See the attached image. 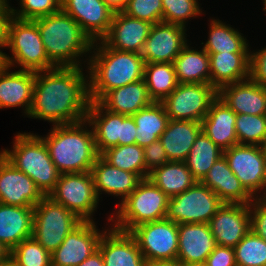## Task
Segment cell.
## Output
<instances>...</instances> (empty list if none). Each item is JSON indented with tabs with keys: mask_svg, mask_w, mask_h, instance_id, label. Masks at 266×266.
I'll use <instances>...</instances> for the list:
<instances>
[{
	"mask_svg": "<svg viewBox=\"0 0 266 266\" xmlns=\"http://www.w3.org/2000/svg\"><path fill=\"white\" fill-rule=\"evenodd\" d=\"M82 69L55 67L35 72L33 102L28 117L47 120L52 125L86 119L91 99L89 76L84 75Z\"/></svg>",
	"mask_w": 266,
	"mask_h": 266,
	"instance_id": "cell-1",
	"label": "cell"
},
{
	"mask_svg": "<svg viewBox=\"0 0 266 266\" xmlns=\"http://www.w3.org/2000/svg\"><path fill=\"white\" fill-rule=\"evenodd\" d=\"M92 49L90 53L94 54L87 58L91 101H99L108 91L144 78L145 60L139 53L110 48L102 40L93 42Z\"/></svg>",
	"mask_w": 266,
	"mask_h": 266,
	"instance_id": "cell-2",
	"label": "cell"
},
{
	"mask_svg": "<svg viewBox=\"0 0 266 266\" xmlns=\"http://www.w3.org/2000/svg\"><path fill=\"white\" fill-rule=\"evenodd\" d=\"M85 125H88L87 119L54 125L46 137H41L61 174L89 172L99 156L93 129Z\"/></svg>",
	"mask_w": 266,
	"mask_h": 266,
	"instance_id": "cell-3",
	"label": "cell"
},
{
	"mask_svg": "<svg viewBox=\"0 0 266 266\" xmlns=\"http://www.w3.org/2000/svg\"><path fill=\"white\" fill-rule=\"evenodd\" d=\"M34 21L48 59L55 67H82L80 56L91 52L93 42L73 17L60 10Z\"/></svg>",
	"mask_w": 266,
	"mask_h": 266,
	"instance_id": "cell-4",
	"label": "cell"
},
{
	"mask_svg": "<svg viewBox=\"0 0 266 266\" xmlns=\"http://www.w3.org/2000/svg\"><path fill=\"white\" fill-rule=\"evenodd\" d=\"M0 154L16 169L28 175L44 196L54 189L61 175L39 135L18 133L11 151L3 149Z\"/></svg>",
	"mask_w": 266,
	"mask_h": 266,
	"instance_id": "cell-5",
	"label": "cell"
},
{
	"mask_svg": "<svg viewBox=\"0 0 266 266\" xmlns=\"http://www.w3.org/2000/svg\"><path fill=\"white\" fill-rule=\"evenodd\" d=\"M168 201L169 197L146 178L123 202L117 204V211L107 220L114 221L113 228L130 232L140 224L166 218Z\"/></svg>",
	"mask_w": 266,
	"mask_h": 266,
	"instance_id": "cell-6",
	"label": "cell"
},
{
	"mask_svg": "<svg viewBox=\"0 0 266 266\" xmlns=\"http://www.w3.org/2000/svg\"><path fill=\"white\" fill-rule=\"evenodd\" d=\"M7 47L12 57L5 54L4 65L14 67L19 65L20 70L34 72L50 70L55 66L49 61L45 47L34 20H22L10 17L7 25Z\"/></svg>",
	"mask_w": 266,
	"mask_h": 266,
	"instance_id": "cell-7",
	"label": "cell"
},
{
	"mask_svg": "<svg viewBox=\"0 0 266 266\" xmlns=\"http://www.w3.org/2000/svg\"><path fill=\"white\" fill-rule=\"evenodd\" d=\"M81 222L62 204L44 196L34 206L32 237L52 254Z\"/></svg>",
	"mask_w": 266,
	"mask_h": 266,
	"instance_id": "cell-8",
	"label": "cell"
},
{
	"mask_svg": "<svg viewBox=\"0 0 266 266\" xmlns=\"http://www.w3.org/2000/svg\"><path fill=\"white\" fill-rule=\"evenodd\" d=\"M48 197L62 204L82 221H94L91 216L98 207L99 198L91 171L61 174Z\"/></svg>",
	"mask_w": 266,
	"mask_h": 266,
	"instance_id": "cell-9",
	"label": "cell"
},
{
	"mask_svg": "<svg viewBox=\"0 0 266 266\" xmlns=\"http://www.w3.org/2000/svg\"><path fill=\"white\" fill-rule=\"evenodd\" d=\"M217 97L218 90L211 84L178 83L171 94L160 103L169 120L202 122Z\"/></svg>",
	"mask_w": 266,
	"mask_h": 266,
	"instance_id": "cell-10",
	"label": "cell"
},
{
	"mask_svg": "<svg viewBox=\"0 0 266 266\" xmlns=\"http://www.w3.org/2000/svg\"><path fill=\"white\" fill-rule=\"evenodd\" d=\"M222 205L211 189L197 181L191 188L169 198L166 218L177 224H208Z\"/></svg>",
	"mask_w": 266,
	"mask_h": 266,
	"instance_id": "cell-11",
	"label": "cell"
},
{
	"mask_svg": "<svg viewBox=\"0 0 266 266\" xmlns=\"http://www.w3.org/2000/svg\"><path fill=\"white\" fill-rule=\"evenodd\" d=\"M146 263L177 260L178 224L167 219L140 224L129 232Z\"/></svg>",
	"mask_w": 266,
	"mask_h": 266,
	"instance_id": "cell-12",
	"label": "cell"
},
{
	"mask_svg": "<svg viewBox=\"0 0 266 266\" xmlns=\"http://www.w3.org/2000/svg\"><path fill=\"white\" fill-rule=\"evenodd\" d=\"M228 166L240 180L244 189L253 197L266 194V158L260 146L237 144L223 151ZM255 194V195H254Z\"/></svg>",
	"mask_w": 266,
	"mask_h": 266,
	"instance_id": "cell-13",
	"label": "cell"
},
{
	"mask_svg": "<svg viewBox=\"0 0 266 266\" xmlns=\"http://www.w3.org/2000/svg\"><path fill=\"white\" fill-rule=\"evenodd\" d=\"M100 232L94 221H82L51 254V266H79L98 250Z\"/></svg>",
	"mask_w": 266,
	"mask_h": 266,
	"instance_id": "cell-14",
	"label": "cell"
},
{
	"mask_svg": "<svg viewBox=\"0 0 266 266\" xmlns=\"http://www.w3.org/2000/svg\"><path fill=\"white\" fill-rule=\"evenodd\" d=\"M186 31L184 27L171 23L160 22L152 25L140 56L145 63H173L188 44Z\"/></svg>",
	"mask_w": 266,
	"mask_h": 266,
	"instance_id": "cell-15",
	"label": "cell"
},
{
	"mask_svg": "<svg viewBox=\"0 0 266 266\" xmlns=\"http://www.w3.org/2000/svg\"><path fill=\"white\" fill-rule=\"evenodd\" d=\"M61 10L77 21L92 42L107 35L114 15L103 0H61Z\"/></svg>",
	"mask_w": 266,
	"mask_h": 266,
	"instance_id": "cell-16",
	"label": "cell"
},
{
	"mask_svg": "<svg viewBox=\"0 0 266 266\" xmlns=\"http://www.w3.org/2000/svg\"><path fill=\"white\" fill-rule=\"evenodd\" d=\"M208 224L217 245L234 248L251 230L249 204L223 203Z\"/></svg>",
	"mask_w": 266,
	"mask_h": 266,
	"instance_id": "cell-17",
	"label": "cell"
},
{
	"mask_svg": "<svg viewBox=\"0 0 266 266\" xmlns=\"http://www.w3.org/2000/svg\"><path fill=\"white\" fill-rule=\"evenodd\" d=\"M43 197L34 181L0 154V203L34 207Z\"/></svg>",
	"mask_w": 266,
	"mask_h": 266,
	"instance_id": "cell-18",
	"label": "cell"
},
{
	"mask_svg": "<svg viewBox=\"0 0 266 266\" xmlns=\"http://www.w3.org/2000/svg\"><path fill=\"white\" fill-rule=\"evenodd\" d=\"M209 224H178V256L182 264L197 266L204 264L216 247Z\"/></svg>",
	"mask_w": 266,
	"mask_h": 266,
	"instance_id": "cell-19",
	"label": "cell"
},
{
	"mask_svg": "<svg viewBox=\"0 0 266 266\" xmlns=\"http://www.w3.org/2000/svg\"><path fill=\"white\" fill-rule=\"evenodd\" d=\"M153 24L114 12L109 32L102 41L110 48L140 53Z\"/></svg>",
	"mask_w": 266,
	"mask_h": 266,
	"instance_id": "cell-20",
	"label": "cell"
},
{
	"mask_svg": "<svg viewBox=\"0 0 266 266\" xmlns=\"http://www.w3.org/2000/svg\"><path fill=\"white\" fill-rule=\"evenodd\" d=\"M218 97L236 115H266V87L251 78L220 87Z\"/></svg>",
	"mask_w": 266,
	"mask_h": 266,
	"instance_id": "cell-21",
	"label": "cell"
},
{
	"mask_svg": "<svg viewBox=\"0 0 266 266\" xmlns=\"http://www.w3.org/2000/svg\"><path fill=\"white\" fill-rule=\"evenodd\" d=\"M98 249L105 266H146V261L135 238L111 227L103 233Z\"/></svg>",
	"mask_w": 266,
	"mask_h": 266,
	"instance_id": "cell-22",
	"label": "cell"
},
{
	"mask_svg": "<svg viewBox=\"0 0 266 266\" xmlns=\"http://www.w3.org/2000/svg\"><path fill=\"white\" fill-rule=\"evenodd\" d=\"M10 67L0 68V109L23 107L28 116L32 102L35 72L29 70L10 71Z\"/></svg>",
	"mask_w": 266,
	"mask_h": 266,
	"instance_id": "cell-23",
	"label": "cell"
},
{
	"mask_svg": "<svg viewBox=\"0 0 266 266\" xmlns=\"http://www.w3.org/2000/svg\"><path fill=\"white\" fill-rule=\"evenodd\" d=\"M91 173L96 194L101 192L121 197L123 202L143 180L138 174L121 170L109 164L101 155L94 163Z\"/></svg>",
	"mask_w": 266,
	"mask_h": 266,
	"instance_id": "cell-24",
	"label": "cell"
},
{
	"mask_svg": "<svg viewBox=\"0 0 266 266\" xmlns=\"http://www.w3.org/2000/svg\"><path fill=\"white\" fill-rule=\"evenodd\" d=\"M201 182L211 189L223 203L250 204L254 200L234 175L224 156L213 164Z\"/></svg>",
	"mask_w": 266,
	"mask_h": 266,
	"instance_id": "cell-25",
	"label": "cell"
},
{
	"mask_svg": "<svg viewBox=\"0 0 266 266\" xmlns=\"http://www.w3.org/2000/svg\"><path fill=\"white\" fill-rule=\"evenodd\" d=\"M236 114L217 97L202 119V131L223 151L238 144Z\"/></svg>",
	"mask_w": 266,
	"mask_h": 266,
	"instance_id": "cell-26",
	"label": "cell"
},
{
	"mask_svg": "<svg viewBox=\"0 0 266 266\" xmlns=\"http://www.w3.org/2000/svg\"><path fill=\"white\" fill-rule=\"evenodd\" d=\"M34 207L0 203V242L12 251L19 243L32 237Z\"/></svg>",
	"mask_w": 266,
	"mask_h": 266,
	"instance_id": "cell-27",
	"label": "cell"
},
{
	"mask_svg": "<svg viewBox=\"0 0 266 266\" xmlns=\"http://www.w3.org/2000/svg\"><path fill=\"white\" fill-rule=\"evenodd\" d=\"M210 84L217 90L250 78V53H208Z\"/></svg>",
	"mask_w": 266,
	"mask_h": 266,
	"instance_id": "cell-28",
	"label": "cell"
},
{
	"mask_svg": "<svg viewBox=\"0 0 266 266\" xmlns=\"http://www.w3.org/2000/svg\"><path fill=\"white\" fill-rule=\"evenodd\" d=\"M98 102L111 112L132 116L150 106L153 100L149 97L144 79H141L108 91Z\"/></svg>",
	"mask_w": 266,
	"mask_h": 266,
	"instance_id": "cell-29",
	"label": "cell"
},
{
	"mask_svg": "<svg viewBox=\"0 0 266 266\" xmlns=\"http://www.w3.org/2000/svg\"><path fill=\"white\" fill-rule=\"evenodd\" d=\"M201 131V122L169 120L165 131L159 137L168 160L184 162Z\"/></svg>",
	"mask_w": 266,
	"mask_h": 266,
	"instance_id": "cell-30",
	"label": "cell"
},
{
	"mask_svg": "<svg viewBox=\"0 0 266 266\" xmlns=\"http://www.w3.org/2000/svg\"><path fill=\"white\" fill-rule=\"evenodd\" d=\"M86 119L89 127L93 129L99 155L109 148L118 146L122 114L105 109L98 101H91Z\"/></svg>",
	"mask_w": 266,
	"mask_h": 266,
	"instance_id": "cell-31",
	"label": "cell"
},
{
	"mask_svg": "<svg viewBox=\"0 0 266 266\" xmlns=\"http://www.w3.org/2000/svg\"><path fill=\"white\" fill-rule=\"evenodd\" d=\"M148 179L169 198L177 196L197 182L185 162L182 161H168L153 169Z\"/></svg>",
	"mask_w": 266,
	"mask_h": 266,
	"instance_id": "cell-32",
	"label": "cell"
},
{
	"mask_svg": "<svg viewBox=\"0 0 266 266\" xmlns=\"http://www.w3.org/2000/svg\"><path fill=\"white\" fill-rule=\"evenodd\" d=\"M178 83L210 84L209 54L187 44L173 62Z\"/></svg>",
	"mask_w": 266,
	"mask_h": 266,
	"instance_id": "cell-33",
	"label": "cell"
},
{
	"mask_svg": "<svg viewBox=\"0 0 266 266\" xmlns=\"http://www.w3.org/2000/svg\"><path fill=\"white\" fill-rule=\"evenodd\" d=\"M132 117L136 124L135 143L141 147L159 140L169 121L164 106L160 102H153Z\"/></svg>",
	"mask_w": 266,
	"mask_h": 266,
	"instance_id": "cell-34",
	"label": "cell"
},
{
	"mask_svg": "<svg viewBox=\"0 0 266 266\" xmlns=\"http://www.w3.org/2000/svg\"><path fill=\"white\" fill-rule=\"evenodd\" d=\"M209 30V38L202 47L207 53H250L242 33L219 19L211 21Z\"/></svg>",
	"mask_w": 266,
	"mask_h": 266,
	"instance_id": "cell-35",
	"label": "cell"
},
{
	"mask_svg": "<svg viewBox=\"0 0 266 266\" xmlns=\"http://www.w3.org/2000/svg\"><path fill=\"white\" fill-rule=\"evenodd\" d=\"M222 156L223 150L201 131L184 162L194 178L201 182L213 164Z\"/></svg>",
	"mask_w": 266,
	"mask_h": 266,
	"instance_id": "cell-36",
	"label": "cell"
},
{
	"mask_svg": "<svg viewBox=\"0 0 266 266\" xmlns=\"http://www.w3.org/2000/svg\"><path fill=\"white\" fill-rule=\"evenodd\" d=\"M143 79L153 102H161L178 85L173 63H145Z\"/></svg>",
	"mask_w": 266,
	"mask_h": 266,
	"instance_id": "cell-37",
	"label": "cell"
},
{
	"mask_svg": "<svg viewBox=\"0 0 266 266\" xmlns=\"http://www.w3.org/2000/svg\"><path fill=\"white\" fill-rule=\"evenodd\" d=\"M101 156L112 166L146 179L144 150L136 143L109 148Z\"/></svg>",
	"mask_w": 266,
	"mask_h": 266,
	"instance_id": "cell-38",
	"label": "cell"
},
{
	"mask_svg": "<svg viewBox=\"0 0 266 266\" xmlns=\"http://www.w3.org/2000/svg\"><path fill=\"white\" fill-rule=\"evenodd\" d=\"M237 266H266V241L251 230L234 247Z\"/></svg>",
	"mask_w": 266,
	"mask_h": 266,
	"instance_id": "cell-39",
	"label": "cell"
},
{
	"mask_svg": "<svg viewBox=\"0 0 266 266\" xmlns=\"http://www.w3.org/2000/svg\"><path fill=\"white\" fill-rule=\"evenodd\" d=\"M238 144L260 146L266 137V115L237 114Z\"/></svg>",
	"mask_w": 266,
	"mask_h": 266,
	"instance_id": "cell-40",
	"label": "cell"
},
{
	"mask_svg": "<svg viewBox=\"0 0 266 266\" xmlns=\"http://www.w3.org/2000/svg\"><path fill=\"white\" fill-rule=\"evenodd\" d=\"M16 266H51V254L33 237L25 239L10 251Z\"/></svg>",
	"mask_w": 266,
	"mask_h": 266,
	"instance_id": "cell-41",
	"label": "cell"
},
{
	"mask_svg": "<svg viewBox=\"0 0 266 266\" xmlns=\"http://www.w3.org/2000/svg\"><path fill=\"white\" fill-rule=\"evenodd\" d=\"M163 22L186 28V21L202 14L197 0H162Z\"/></svg>",
	"mask_w": 266,
	"mask_h": 266,
	"instance_id": "cell-42",
	"label": "cell"
},
{
	"mask_svg": "<svg viewBox=\"0 0 266 266\" xmlns=\"http://www.w3.org/2000/svg\"><path fill=\"white\" fill-rule=\"evenodd\" d=\"M20 9L11 7V15L22 20H35L61 10V0H20Z\"/></svg>",
	"mask_w": 266,
	"mask_h": 266,
	"instance_id": "cell-43",
	"label": "cell"
},
{
	"mask_svg": "<svg viewBox=\"0 0 266 266\" xmlns=\"http://www.w3.org/2000/svg\"><path fill=\"white\" fill-rule=\"evenodd\" d=\"M162 0H128L122 11L127 16L156 24L163 22Z\"/></svg>",
	"mask_w": 266,
	"mask_h": 266,
	"instance_id": "cell-44",
	"label": "cell"
},
{
	"mask_svg": "<svg viewBox=\"0 0 266 266\" xmlns=\"http://www.w3.org/2000/svg\"><path fill=\"white\" fill-rule=\"evenodd\" d=\"M249 210L251 231L266 241V200L254 198L249 204Z\"/></svg>",
	"mask_w": 266,
	"mask_h": 266,
	"instance_id": "cell-45",
	"label": "cell"
},
{
	"mask_svg": "<svg viewBox=\"0 0 266 266\" xmlns=\"http://www.w3.org/2000/svg\"><path fill=\"white\" fill-rule=\"evenodd\" d=\"M143 150L146 166V178H148L149 173L153 169L166 164L169 160L166 155L164 146L162 145L160 140L146 145L145 147H143Z\"/></svg>",
	"mask_w": 266,
	"mask_h": 266,
	"instance_id": "cell-46",
	"label": "cell"
},
{
	"mask_svg": "<svg viewBox=\"0 0 266 266\" xmlns=\"http://www.w3.org/2000/svg\"><path fill=\"white\" fill-rule=\"evenodd\" d=\"M250 78L266 87V47L254 53L250 50Z\"/></svg>",
	"mask_w": 266,
	"mask_h": 266,
	"instance_id": "cell-47",
	"label": "cell"
},
{
	"mask_svg": "<svg viewBox=\"0 0 266 266\" xmlns=\"http://www.w3.org/2000/svg\"><path fill=\"white\" fill-rule=\"evenodd\" d=\"M204 264L207 266H237L234 248L216 245Z\"/></svg>",
	"mask_w": 266,
	"mask_h": 266,
	"instance_id": "cell-48",
	"label": "cell"
},
{
	"mask_svg": "<svg viewBox=\"0 0 266 266\" xmlns=\"http://www.w3.org/2000/svg\"><path fill=\"white\" fill-rule=\"evenodd\" d=\"M136 124L132 116L122 115V124L118 145H128L135 143Z\"/></svg>",
	"mask_w": 266,
	"mask_h": 266,
	"instance_id": "cell-49",
	"label": "cell"
},
{
	"mask_svg": "<svg viewBox=\"0 0 266 266\" xmlns=\"http://www.w3.org/2000/svg\"><path fill=\"white\" fill-rule=\"evenodd\" d=\"M9 2H6L1 8H0V48L7 47V25L8 21L10 19L11 15V6L8 4ZM0 49V55L4 57L5 53L1 51Z\"/></svg>",
	"mask_w": 266,
	"mask_h": 266,
	"instance_id": "cell-50",
	"label": "cell"
},
{
	"mask_svg": "<svg viewBox=\"0 0 266 266\" xmlns=\"http://www.w3.org/2000/svg\"><path fill=\"white\" fill-rule=\"evenodd\" d=\"M79 266H105L100 250L98 249L96 252H94L86 260H84Z\"/></svg>",
	"mask_w": 266,
	"mask_h": 266,
	"instance_id": "cell-51",
	"label": "cell"
},
{
	"mask_svg": "<svg viewBox=\"0 0 266 266\" xmlns=\"http://www.w3.org/2000/svg\"><path fill=\"white\" fill-rule=\"evenodd\" d=\"M114 12H122L128 0H103Z\"/></svg>",
	"mask_w": 266,
	"mask_h": 266,
	"instance_id": "cell-52",
	"label": "cell"
},
{
	"mask_svg": "<svg viewBox=\"0 0 266 266\" xmlns=\"http://www.w3.org/2000/svg\"><path fill=\"white\" fill-rule=\"evenodd\" d=\"M146 266H186L182 264L179 260H166V261H155L151 263H146Z\"/></svg>",
	"mask_w": 266,
	"mask_h": 266,
	"instance_id": "cell-53",
	"label": "cell"
},
{
	"mask_svg": "<svg viewBox=\"0 0 266 266\" xmlns=\"http://www.w3.org/2000/svg\"><path fill=\"white\" fill-rule=\"evenodd\" d=\"M10 258V251L0 242V264Z\"/></svg>",
	"mask_w": 266,
	"mask_h": 266,
	"instance_id": "cell-54",
	"label": "cell"
},
{
	"mask_svg": "<svg viewBox=\"0 0 266 266\" xmlns=\"http://www.w3.org/2000/svg\"><path fill=\"white\" fill-rule=\"evenodd\" d=\"M260 148L262 150L263 156L266 158V137L260 144Z\"/></svg>",
	"mask_w": 266,
	"mask_h": 266,
	"instance_id": "cell-55",
	"label": "cell"
},
{
	"mask_svg": "<svg viewBox=\"0 0 266 266\" xmlns=\"http://www.w3.org/2000/svg\"><path fill=\"white\" fill-rule=\"evenodd\" d=\"M0 266H16V264L9 258L6 262L1 263Z\"/></svg>",
	"mask_w": 266,
	"mask_h": 266,
	"instance_id": "cell-56",
	"label": "cell"
},
{
	"mask_svg": "<svg viewBox=\"0 0 266 266\" xmlns=\"http://www.w3.org/2000/svg\"><path fill=\"white\" fill-rule=\"evenodd\" d=\"M4 65L3 57L0 55V68Z\"/></svg>",
	"mask_w": 266,
	"mask_h": 266,
	"instance_id": "cell-57",
	"label": "cell"
},
{
	"mask_svg": "<svg viewBox=\"0 0 266 266\" xmlns=\"http://www.w3.org/2000/svg\"><path fill=\"white\" fill-rule=\"evenodd\" d=\"M263 3H264V8H263V10L266 11V0H263Z\"/></svg>",
	"mask_w": 266,
	"mask_h": 266,
	"instance_id": "cell-58",
	"label": "cell"
}]
</instances>
